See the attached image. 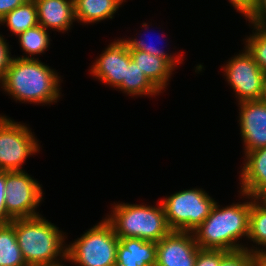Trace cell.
<instances>
[{"instance_id":"6da1fadb","label":"cell","mask_w":266,"mask_h":266,"mask_svg":"<svg viewBox=\"0 0 266 266\" xmlns=\"http://www.w3.org/2000/svg\"><path fill=\"white\" fill-rule=\"evenodd\" d=\"M60 80L57 72L35 56L12 57L0 86L15 101L50 105L61 96Z\"/></svg>"},{"instance_id":"7a4b0ae2","label":"cell","mask_w":266,"mask_h":266,"mask_svg":"<svg viewBox=\"0 0 266 266\" xmlns=\"http://www.w3.org/2000/svg\"><path fill=\"white\" fill-rule=\"evenodd\" d=\"M240 195L251 200L222 208L216 202L210 215L193 230L199 248L227 252L246 249L238 240L248 237L251 201L254 198L243 192Z\"/></svg>"},{"instance_id":"3957f363","label":"cell","mask_w":266,"mask_h":266,"mask_svg":"<svg viewBox=\"0 0 266 266\" xmlns=\"http://www.w3.org/2000/svg\"><path fill=\"white\" fill-rule=\"evenodd\" d=\"M14 229L27 266H41L67 257L64 232L42 215L14 219Z\"/></svg>"},{"instance_id":"277c9868","label":"cell","mask_w":266,"mask_h":266,"mask_svg":"<svg viewBox=\"0 0 266 266\" xmlns=\"http://www.w3.org/2000/svg\"><path fill=\"white\" fill-rule=\"evenodd\" d=\"M107 216L105 219L113 226L118 238L134 237L158 242L172 231L161 201L157 206L117 203Z\"/></svg>"},{"instance_id":"5b68a950","label":"cell","mask_w":266,"mask_h":266,"mask_svg":"<svg viewBox=\"0 0 266 266\" xmlns=\"http://www.w3.org/2000/svg\"><path fill=\"white\" fill-rule=\"evenodd\" d=\"M119 238L104 218L67 245V261L78 266H116Z\"/></svg>"},{"instance_id":"8992f818","label":"cell","mask_w":266,"mask_h":266,"mask_svg":"<svg viewBox=\"0 0 266 266\" xmlns=\"http://www.w3.org/2000/svg\"><path fill=\"white\" fill-rule=\"evenodd\" d=\"M163 199L161 203L170 229L185 232H193L210 215L216 203L200 188L182 190Z\"/></svg>"},{"instance_id":"52a82bcc","label":"cell","mask_w":266,"mask_h":266,"mask_svg":"<svg viewBox=\"0 0 266 266\" xmlns=\"http://www.w3.org/2000/svg\"><path fill=\"white\" fill-rule=\"evenodd\" d=\"M39 146L30 128L0 115V170L22 171L25 160L39 152Z\"/></svg>"},{"instance_id":"ba28073f","label":"cell","mask_w":266,"mask_h":266,"mask_svg":"<svg viewBox=\"0 0 266 266\" xmlns=\"http://www.w3.org/2000/svg\"><path fill=\"white\" fill-rule=\"evenodd\" d=\"M5 207L12 219L35 217L43 200L42 186L24 170L6 171Z\"/></svg>"},{"instance_id":"9c48e42d","label":"cell","mask_w":266,"mask_h":266,"mask_svg":"<svg viewBox=\"0 0 266 266\" xmlns=\"http://www.w3.org/2000/svg\"><path fill=\"white\" fill-rule=\"evenodd\" d=\"M231 57L223 67L230 87L235 91L238 102L260 100L263 96L265 73L247 51Z\"/></svg>"},{"instance_id":"30bf717a","label":"cell","mask_w":266,"mask_h":266,"mask_svg":"<svg viewBox=\"0 0 266 266\" xmlns=\"http://www.w3.org/2000/svg\"><path fill=\"white\" fill-rule=\"evenodd\" d=\"M131 60L127 43L123 39H117L105 48L89 70L102 83L119 88L123 80H126V65Z\"/></svg>"},{"instance_id":"8fae6325","label":"cell","mask_w":266,"mask_h":266,"mask_svg":"<svg viewBox=\"0 0 266 266\" xmlns=\"http://www.w3.org/2000/svg\"><path fill=\"white\" fill-rule=\"evenodd\" d=\"M156 247V266H195L199 247L192 232L171 231Z\"/></svg>"},{"instance_id":"7c38bea8","label":"cell","mask_w":266,"mask_h":266,"mask_svg":"<svg viewBox=\"0 0 266 266\" xmlns=\"http://www.w3.org/2000/svg\"><path fill=\"white\" fill-rule=\"evenodd\" d=\"M240 105L239 125L244 153L266 146V102L247 100L238 102Z\"/></svg>"},{"instance_id":"4fadbf2b","label":"cell","mask_w":266,"mask_h":266,"mask_svg":"<svg viewBox=\"0 0 266 266\" xmlns=\"http://www.w3.org/2000/svg\"><path fill=\"white\" fill-rule=\"evenodd\" d=\"M240 173V191L258 198L266 190V146L245 154Z\"/></svg>"},{"instance_id":"5bb4252c","label":"cell","mask_w":266,"mask_h":266,"mask_svg":"<svg viewBox=\"0 0 266 266\" xmlns=\"http://www.w3.org/2000/svg\"><path fill=\"white\" fill-rule=\"evenodd\" d=\"M38 25L58 32H66L75 22L73 0H34Z\"/></svg>"},{"instance_id":"9a60e30c","label":"cell","mask_w":266,"mask_h":266,"mask_svg":"<svg viewBox=\"0 0 266 266\" xmlns=\"http://www.w3.org/2000/svg\"><path fill=\"white\" fill-rule=\"evenodd\" d=\"M156 242L127 237L119 238L116 266H156Z\"/></svg>"},{"instance_id":"2e32d148","label":"cell","mask_w":266,"mask_h":266,"mask_svg":"<svg viewBox=\"0 0 266 266\" xmlns=\"http://www.w3.org/2000/svg\"><path fill=\"white\" fill-rule=\"evenodd\" d=\"M131 59L160 91L166 89L175 67L166 59L138 50H129Z\"/></svg>"},{"instance_id":"e0dca14e","label":"cell","mask_w":266,"mask_h":266,"mask_svg":"<svg viewBox=\"0 0 266 266\" xmlns=\"http://www.w3.org/2000/svg\"><path fill=\"white\" fill-rule=\"evenodd\" d=\"M125 0H73L75 20L80 23H96L113 19Z\"/></svg>"},{"instance_id":"ac0fdd59","label":"cell","mask_w":266,"mask_h":266,"mask_svg":"<svg viewBox=\"0 0 266 266\" xmlns=\"http://www.w3.org/2000/svg\"><path fill=\"white\" fill-rule=\"evenodd\" d=\"M0 266H27L14 229V219L0 225Z\"/></svg>"},{"instance_id":"d6986e66","label":"cell","mask_w":266,"mask_h":266,"mask_svg":"<svg viewBox=\"0 0 266 266\" xmlns=\"http://www.w3.org/2000/svg\"><path fill=\"white\" fill-rule=\"evenodd\" d=\"M0 24H6L16 37L27 29L37 26V8L34 0H28L6 14L0 19Z\"/></svg>"},{"instance_id":"ffe728a7","label":"cell","mask_w":266,"mask_h":266,"mask_svg":"<svg viewBox=\"0 0 266 266\" xmlns=\"http://www.w3.org/2000/svg\"><path fill=\"white\" fill-rule=\"evenodd\" d=\"M247 238L256 245H260V248L253 245V247L248 249L250 252L254 254L266 252V249H264V247L266 248V206L257 198L251 201Z\"/></svg>"},{"instance_id":"44dd1931","label":"cell","mask_w":266,"mask_h":266,"mask_svg":"<svg viewBox=\"0 0 266 266\" xmlns=\"http://www.w3.org/2000/svg\"><path fill=\"white\" fill-rule=\"evenodd\" d=\"M118 89L129 96H153L161 93L133 60L126 65V80H123Z\"/></svg>"},{"instance_id":"7402d4cb","label":"cell","mask_w":266,"mask_h":266,"mask_svg":"<svg viewBox=\"0 0 266 266\" xmlns=\"http://www.w3.org/2000/svg\"><path fill=\"white\" fill-rule=\"evenodd\" d=\"M18 36V41L20 42V47L25 52L26 56L22 55V59H34L33 55L43 54L50 44V36L46 29L37 25L33 28L27 29L25 32L20 33ZM27 53L29 56H27Z\"/></svg>"},{"instance_id":"603a6c76","label":"cell","mask_w":266,"mask_h":266,"mask_svg":"<svg viewBox=\"0 0 266 266\" xmlns=\"http://www.w3.org/2000/svg\"><path fill=\"white\" fill-rule=\"evenodd\" d=\"M253 31L252 35L247 36L245 39L244 48L252 55L254 61L259 65V67L266 74V28H261L252 25Z\"/></svg>"},{"instance_id":"cb8c5ba5","label":"cell","mask_w":266,"mask_h":266,"mask_svg":"<svg viewBox=\"0 0 266 266\" xmlns=\"http://www.w3.org/2000/svg\"><path fill=\"white\" fill-rule=\"evenodd\" d=\"M127 45H128V49L129 50H138V51H144L147 53H150L154 56H158L161 58H164L166 60H168L174 67H176L177 64H181L182 63V55H175L171 53H167L164 50H161L159 48H157L156 46H154L153 44H150L149 42H146L144 39H140L138 40L137 38L135 39H123ZM182 58V59H181Z\"/></svg>"},{"instance_id":"d4e9b609","label":"cell","mask_w":266,"mask_h":266,"mask_svg":"<svg viewBox=\"0 0 266 266\" xmlns=\"http://www.w3.org/2000/svg\"><path fill=\"white\" fill-rule=\"evenodd\" d=\"M254 253L246 249L229 251L220 261L219 266H252Z\"/></svg>"},{"instance_id":"484cf974","label":"cell","mask_w":266,"mask_h":266,"mask_svg":"<svg viewBox=\"0 0 266 266\" xmlns=\"http://www.w3.org/2000/svg\"><path fill=\"white\" fill-rule=\"evenodd\" d=\"M227 253L224 250L199 248L195 266H219L221 258Z\"/></svg>"},{"instance_id":"4316f807","label":"cell","mask_w":266,"mask_h":266,"mask_svg":"<svg viewBox=\"0 0 266 266\" xmlns=\"http://www.w3.org/2000/svg\"><path fill=\"white\" fill-rule=\"evenodd\" d=\"M6 171L0 170V225L8 224L13 219L7 214L5 207Z\"/></svg>"},{"instance_id":"83f0119b","label":"cell","mask_w":266,"mask_h":266,"mask_svg":"<svg viewBox=\"0 0 266 266\" xmlns=\"http://www.w3.org/2000/svg\"><path fill=\"white\" fill-rule=\"evenodd\" d=\"M248 21L255 26L266 28V0H256V8Z\"/></svg>"},{"instance_id":"f1b7e54d","label":"cell","mask_w":266,"mask_h":266,"mask_svg":"<svg viewBox=\"0 0 266 266\" xmlns=\"http://www.w3.org/2000/svg\"><path fill=\"white\" fill-rule=\"evenodd\" d=\"M11 52L8 43L0 34V81L2 80L5 71L11 61Z\"/></svg>"},{"instance_id":"f546056e","label":"cell","mask_w":266,"mask_h":266,"mask_svg":"<svg viewBox=\"0 0 266 266\" xmlns=\"http://www.w3.org/2000/svg\"><path fill=\"white\" fill-rule=\"evenodd\" d=\"M229 3L240 12L245 19H249L256 8V0H229Z\"/></svg>"},{"instance_id":"4dcf8cb0","label":"cell","mask_w":266,"mask_h":266,"mask_svg":"<svg viewBox=\"0 0 266 266\" xmlns=\"http://www.w3.org/2000/svg\"><path fill=\"white\" fill-rule=\"evenodd\" d=\"M28 0H0V19Z\"/></svg>"},{"instance_id":"1f68e13d","label":"cell","mask_w":266,"mask_h":266,"mask_svg":"<svg viewBox=\"0 0 266 266\" xmlns=\"http://www.w3.org/2000/svg\"><path fill=\"white\" fill-rule=\"evenodd\" d=\"M252 266H266V252L255 254L252 260Z\"/></svg>"},{"instance_id":"d6a6232c","label":"cell","mask_w":266,"mask_h":266,"mask_svg":"<svg viewBox=\"0 0 266 266\" xmlns=\"http://www.w3.org/2000/svg\"><path fill=\"white\" fill-rule=\"evenodd\" d=\"M60 261L54 262V263L45 264V265H41V266H66V265H64V262H67V257L65 259L60 260ZM62 261H64L63 264H62Z\"/></svg>"},{"instance_id":"836d02e7","label":"cell","mask_w":266,"mask_h":266,"mask_svg":"<svg viewBox=\"0 0 266 266\" xmlns=\"http://www.w3.org/2000/svg\"><path fill=\"white\" fill-rule=\"evenodd\" d=\"M257 199L266 206V190Z\"/></svg>"},{"instance_id":"e575fe53","label":"cell","mask_w":266,"mask_h":266,"mask_svg":"<svg viewBox=\"0 0 266 266\" xmlns=\"http://www.w3.org/2000/svg\"><path fill=\"white\" fill-rule=\"evenodd\" d=\"M262 100H263L264 102H266V75H265V79H264V89H263Z\"/></svg>"}]
</instances>
